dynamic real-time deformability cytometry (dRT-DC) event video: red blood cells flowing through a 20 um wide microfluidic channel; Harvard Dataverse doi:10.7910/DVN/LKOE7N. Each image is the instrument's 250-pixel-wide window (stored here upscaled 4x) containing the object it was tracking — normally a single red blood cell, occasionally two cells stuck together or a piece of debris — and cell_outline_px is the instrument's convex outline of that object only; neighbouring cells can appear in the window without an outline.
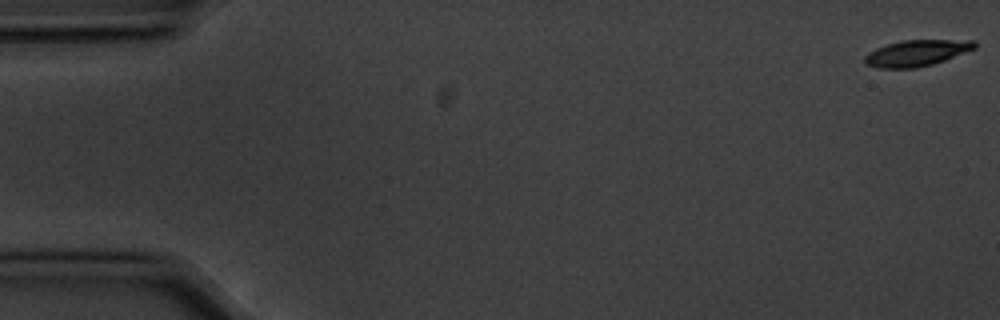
{"species": "common noctule bat (a hibernating species)", "species_latin": "Nyctalus noctula", "temperature_condition": "cold", "stored_images_in_passage": 5, "camera_frame_rate_fps": 3000, "um_per_image_px": 0.085, "animal": {"sex": "male", "body_mass_g": 20.1, "forearm_length_mm": 53.5}, "frame": {"image": 1, "passage_image": 1, "time_ms": 0.0, "image_size_px": [1000, 320], "cell_outline_px": [[976, 48], [944, 60], [932, 64], [916, 68], [880, 68], [864, 64], [864, 56], [868, 52], [876, 48], [900, 40], [976, 40]], "centroid_in_image_um": [77.89, 4.5], "position_along_channel_um": 7.1, "area_um2": 16.76}}
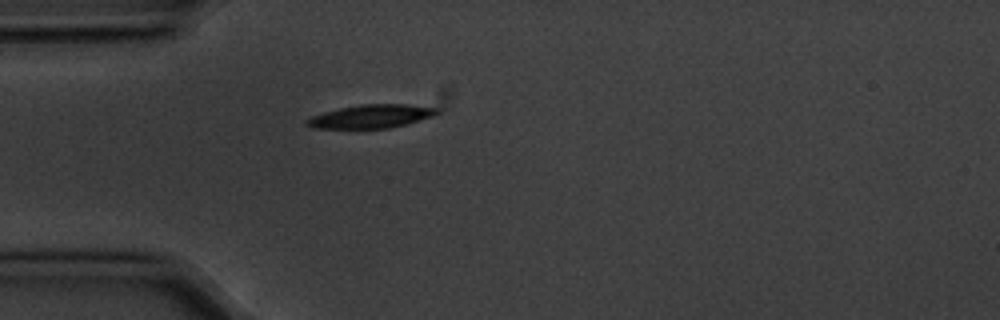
{"frame": {"image": 2, "passage_image": 5, "time_ms": 1.333, "image_size_px": [1000, 320], "cell_outline_px": [[440, 112], [436, 116], [388, 128], [312, 128], [304, 124], [304, 120], [312, 116], [324, 112], [340, 108], [360, 104], [408, 104], [440, 108]], "centroid_in_image_um": [31.57, 9.88], "position_along_channel_um": 53.4, "area_um2": 17.86}}